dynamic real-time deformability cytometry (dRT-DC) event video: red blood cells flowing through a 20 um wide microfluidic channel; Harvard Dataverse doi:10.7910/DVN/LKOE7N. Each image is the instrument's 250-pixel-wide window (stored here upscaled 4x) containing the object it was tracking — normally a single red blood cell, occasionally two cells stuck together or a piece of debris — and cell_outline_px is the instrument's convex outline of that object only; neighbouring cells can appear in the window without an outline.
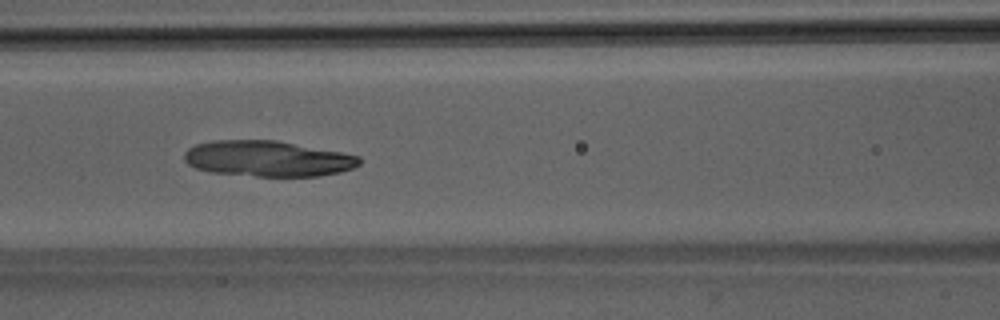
{"species": "Egyptian fruit bat (a non-hibernating species)", "species_latin": "Rousettus aegyptiacus", "temperature_condition": "room temperature", "stored_images_in_passage": 44, "camera_frame_rate_fps": 3000, "um_per_image_px": 0.085, "animal": {"sex": "male"}, "frame": {"image": 1, "passage_image": 23, "time_ms": 7.333, "image_size_px": [1000, 320], "cell_outline_px": [[360, 164], [352, 168], [340, 172], [320, 176], [256, 176], [212, 172], [196, 168], [188, 164], [184, 160], [184, 152], [188, 148], [196, 144], [212, 140], [276, 140], [340, 152], [360, 156]], "centroid_in_image_um": [22.73, 13.48], "position_along_channel_um": 143.9, "area_um2": 36.41}}
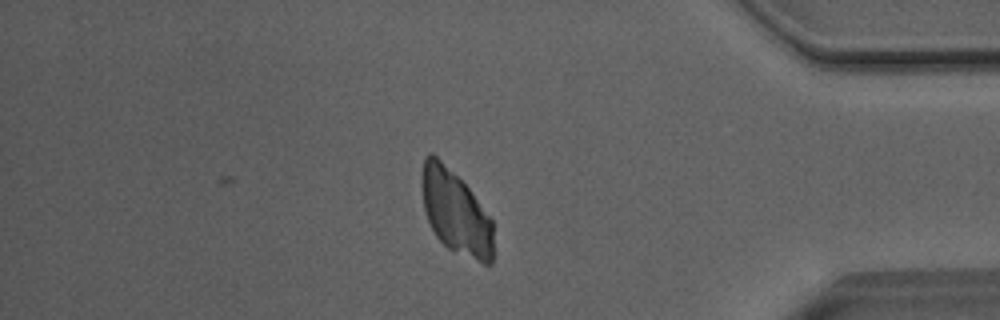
{"frame": {"image": 2, "passage_image": 44, "time_ms": 14.333, "image_size_px": [1000, 320], "cell_outline_px": [[492, 264], [484, 264], [448, 248], [436, 236], [424, 212], [420, 176], [424, 156], [428, 152], [432, 152], [468, 188], [492, 220]], "centroid_in_image_um": [38.68, 18.02], "position_along_channel_um": 396.5, "area_um2": 34.62}}